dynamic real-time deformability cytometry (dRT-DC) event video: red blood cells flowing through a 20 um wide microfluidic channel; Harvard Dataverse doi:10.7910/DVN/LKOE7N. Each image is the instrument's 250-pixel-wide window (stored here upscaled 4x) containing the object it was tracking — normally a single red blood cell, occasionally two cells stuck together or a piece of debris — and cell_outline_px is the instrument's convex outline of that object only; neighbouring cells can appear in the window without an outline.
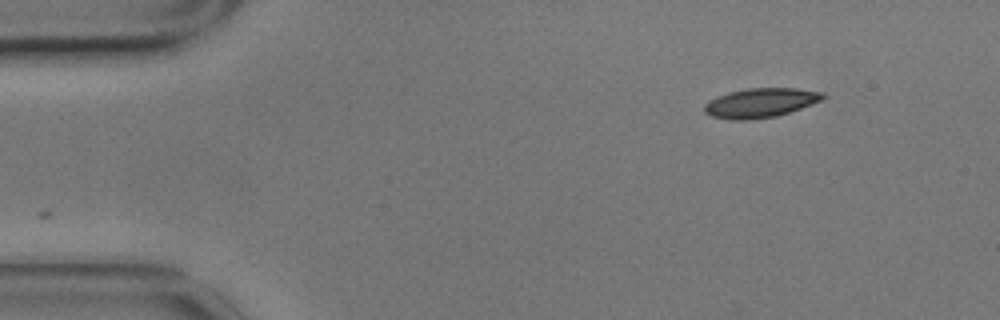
{"species": "common noctule bat (a hibernating species)", "species_latin": "Nyctalus noctula", "temperature_condition": "cold", "stored_images_in_passage": 23, "camera_frame_rate_fps": 3000, "um_per_image_px": 0.085, "animal": {"sex": "male", "body_mass_g": 17.9}, "frame": {"image": 1, "passage_image": 1, "time_ms": 0.0, "image_size_px": [1000, 320], "cell_outline_px": [[828, 96], [824, 100], [776, 116], [748, 120], [728, 120], [712, 116], [704, 112], [704, 104], [708, 100], [716, 96], [728, 92], [748, 88], [796, 88], [824, 92]], "centroid_in_image_um": [64.64, 8.73], "position_along_channel_um": 20.4, "area_um2": 20.52}}
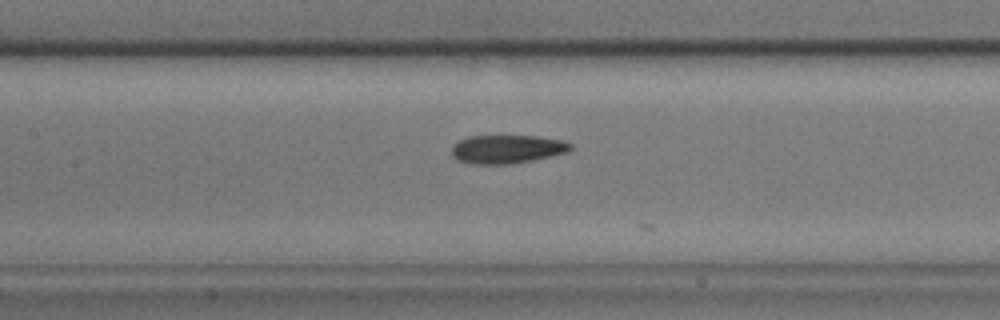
{"frame": {"image": 2, "passage_image": 20, "time_ms": 6.333, "image_size_px": [1000, 320], "cell_outline_px": [[572, 148], [568, 152], [552, 156], [512, 164], [472, 164], [456, 160], [452, 156], [452, 144], [468, 136], [536, 136], [564, 140], [572, 144]], "centroid_in_image_um": [43.09, 12.68], "position_along_channel_um": 164.3, "area_um2": 19.94}}